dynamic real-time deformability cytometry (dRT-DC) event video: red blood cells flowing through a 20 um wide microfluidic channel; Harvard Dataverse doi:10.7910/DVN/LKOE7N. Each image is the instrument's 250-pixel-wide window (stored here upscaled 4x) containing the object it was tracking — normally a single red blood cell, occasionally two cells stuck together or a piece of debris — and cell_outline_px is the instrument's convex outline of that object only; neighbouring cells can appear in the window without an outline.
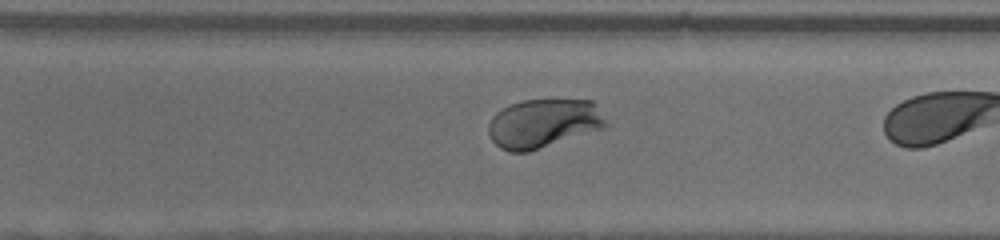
{"species": "human", "species_latin": "Homo sapiens", "temperature_condition": "room temperature", "stored_images_in_passage": 31, "camera_frame_rate_fps": 3000, "um_per_image_px": 0.085, "donor": {"sex": "female"}, "frame": {"image": 1, "passage_image": 27, "time_ms": 8.667, "image_size_px": [1000, 240], "cell_outline_px": [[608, 124], [604, 128], [528, 152], [508, 152], [500, 148], [492, 140], [488, 132], [488, 124], [492, 116], [496, 112], [512, 104], [524, 100], [592, 100]], "centroid_in_image_um": [46.17, 10.5], "position_along_channel_um": 324.4, "area_um2": 33.23}}